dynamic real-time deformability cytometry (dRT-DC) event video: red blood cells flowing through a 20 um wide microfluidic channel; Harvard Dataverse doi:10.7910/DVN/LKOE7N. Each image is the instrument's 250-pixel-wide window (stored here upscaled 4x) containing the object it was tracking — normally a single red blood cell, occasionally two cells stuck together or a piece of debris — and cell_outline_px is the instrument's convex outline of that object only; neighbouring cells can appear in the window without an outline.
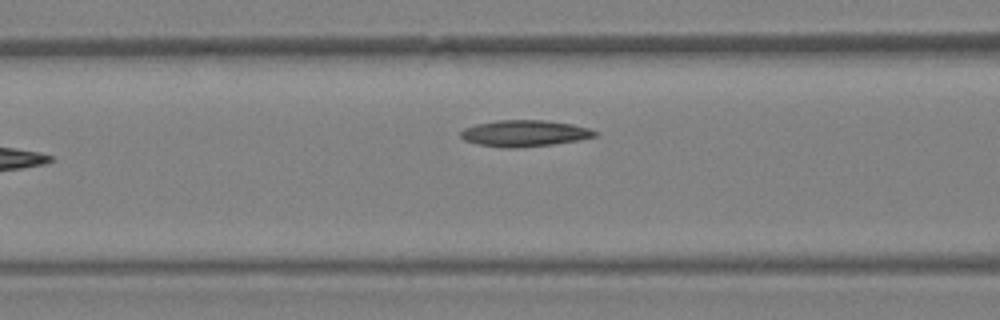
{"species": "Egyptian fruit bat (a non-hibernating species)", "species_latin": "Rousettus aegyptiacus", "temperature_condition": "warm", "stored_images_in_passage": 6, "camera_frame_rate_fps": 3000, "um_per_image_px": 0.085, "animal": {"sex": "female"}, "frame": {"image": 1, "passage_image": 4, "time_ms": 1.0, "image_size_px": [1000, 320], "cell_outline_px": [[600, 132], [596, 136], [580, 140], [552, 144], [516, 148], [500, 148], [480, 144], [464, 140], [460, 136], [460, 132], [464, 128], [476, 124], [496, 120], [544, 120], [572, 124], [588, 128]], "centroid_in_image_um": [44.59, 11.33], "position_along_channel_um": 122.0, "area_um2": 20.69}}